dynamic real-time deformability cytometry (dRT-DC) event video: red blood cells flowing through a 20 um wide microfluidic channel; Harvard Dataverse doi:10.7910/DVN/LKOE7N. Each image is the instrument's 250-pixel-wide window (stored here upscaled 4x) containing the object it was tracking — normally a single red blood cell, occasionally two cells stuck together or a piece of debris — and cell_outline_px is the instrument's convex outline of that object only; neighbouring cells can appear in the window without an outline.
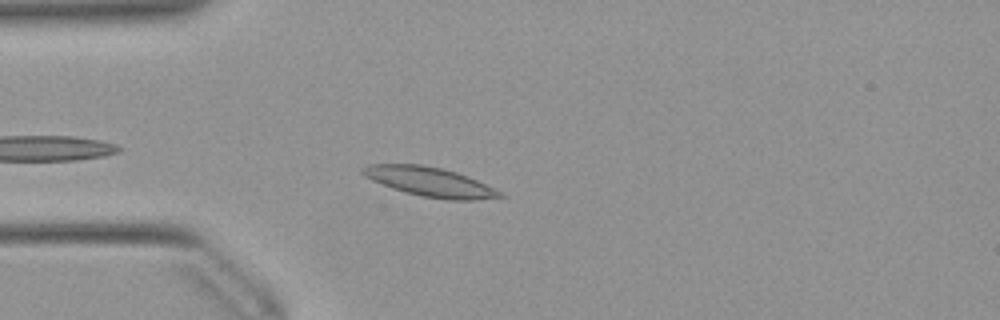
{"species": "Egyptian fruit bat (a non-hibernating species)", "species_latin": "Rousettus aegyptiacus", "temperature_condition": "warm", "stored_images_in_passage": 40, "camera_frame_rate_fps": 3000, "um_per_image_px": 0.085, "animal": {"sex": "female"}, "frame": {"image": 1, "passage_image": 4, "time_ms": 1.0, "image_size_px": [1000, 320], "cell_outline_px": [[504, 196], [476, 200], [448, 200], [420, 196], [404, 192], [392, 188], [372, 180], [364, 176], [360, 172], [360, 168], [368, 164], [420, 164], [440, 168], [456, 172], [476, 180], [504, 192]], "centroid_in_image_um": [36.51, 15.46], "position_along_channel_um": 48.5, "area_um2": 23.47}}
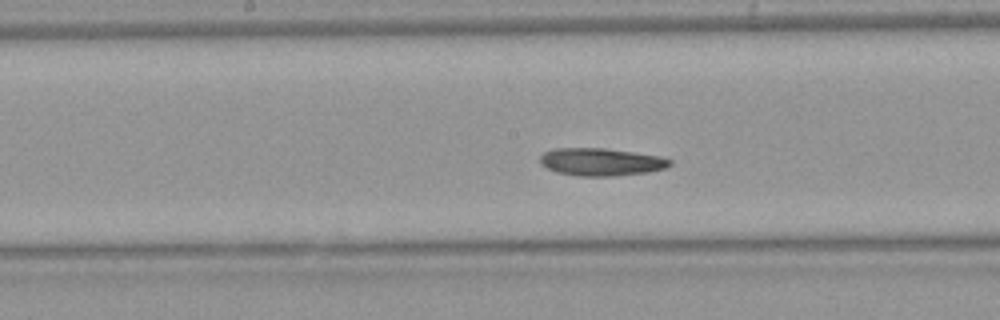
{"frame": {"image": 2, "passage_image": 13, "time_ms": 4.0, "image_size_px": [1000, 320], "cell_outline_px": [[672, 164], [664, 168], [648, 172], [612, 176], [576, 176], [556, 172], [540, 164], [540, 156], [544, 152], [552, 148], [604, 148], [660, 156], [672, 160]], "centroid_in_image_um": [51.06, 13.76], "position_along_channel_um": 197.1, "area_um2": 20.92}}
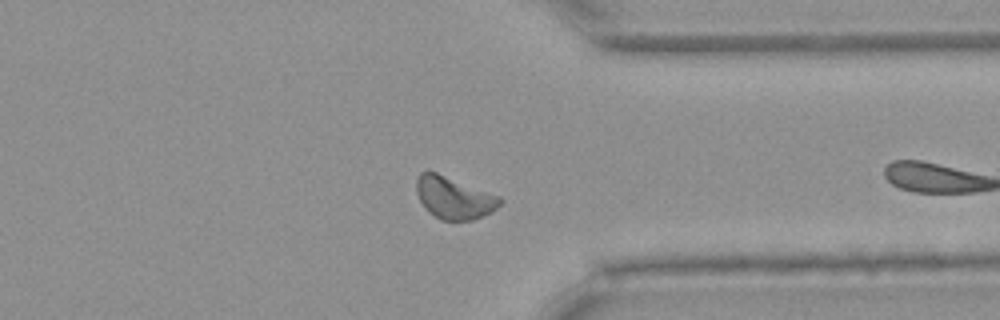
{"frame": {"image": 3, "passage_image": 27, "time_ms": 8.667, "image_size_px": [1000, 320], "cell_outline_px": [[504, 200], [492, 212], [472, 220], [440, 220], [428, 212], [424, 208], [416, 192], [416, 180], [420, 172], [436, 172], [500, 196]], "centroid_in_image_um": [38.58, 16.82], "position_along_channel_um": 372.8, "area_um2": 20.52}, "authors_computed_cell_mechanics": {"area_um2": 20.5768, "velocity_mm_per_s": 3.8665, "shape_relaxation_time_tau1_ms": null, "shape_relaxation_time_tau2_ms": 3.1422, "deformation_change_tau1": null, "deformation_change_tau2": 0.0838}}